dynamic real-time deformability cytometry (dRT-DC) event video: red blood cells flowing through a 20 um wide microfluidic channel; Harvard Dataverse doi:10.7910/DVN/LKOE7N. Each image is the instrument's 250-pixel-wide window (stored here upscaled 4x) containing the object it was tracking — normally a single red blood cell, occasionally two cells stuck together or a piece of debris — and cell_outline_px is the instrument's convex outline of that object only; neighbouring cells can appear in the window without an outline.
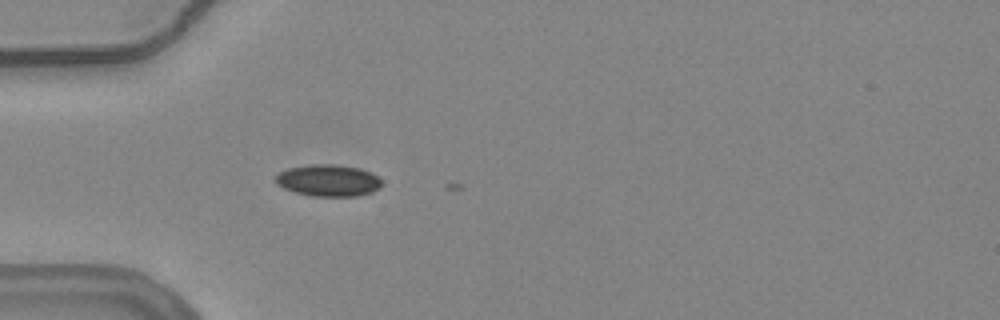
{"species": "common noctule bat (a hibernating species)", "species_latin": "Nyctalus noctula", "temperature_condition": "warm", "stored_images_in_passage": 2, "camera_frame_rate_fps": 3000, "um_per_image_px": 0.085, "animal": {"sex": "female", "body_mass_g": 24.6, "forearm_length_mm": 56.2}, "frame": {"image": 1, "passage_image": 1, "time_ms": 0.0, "image_size_px": [1000, 320], "cell_outline_px": [[380, 188], [372, 192], [356, 196], [312, 196], [296, 192], [284, 188], [276, 184], [276, 176], [280, 172], [288, 168], [312, 164], [332, 164], [360, 168], [372, 172], [380, 180]], "centroid_in_image_um": [27.91, 15.33], "position_along_channel_um": 57.1, "area_um2": 19.54}}